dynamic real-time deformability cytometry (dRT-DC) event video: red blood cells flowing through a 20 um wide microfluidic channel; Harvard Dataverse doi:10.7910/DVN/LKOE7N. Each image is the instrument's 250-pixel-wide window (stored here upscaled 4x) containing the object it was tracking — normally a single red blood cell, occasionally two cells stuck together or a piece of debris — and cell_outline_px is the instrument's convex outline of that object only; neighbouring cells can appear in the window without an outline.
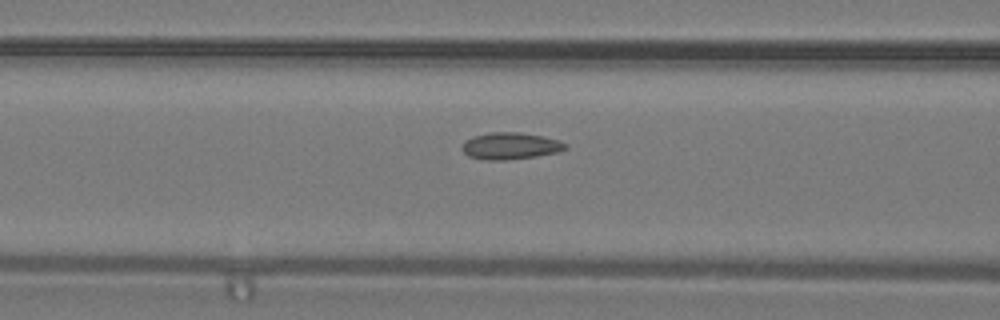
{"species": "common noctule bat (a hibernating species)", "species_latin": "Nyctalus noctula", "temperature_condition": "warm", "stored_images_in_passage": 13, "camera_frame_rate_fps": 3000, "um_per_image_px": 0.085, "animal": {"sex": "male", "body_mass_g": 19.2, "forearm_length_mm": 51.8}, "frame": {"image": 1, "passage_image": 11, "time_ms": 3.333, "image_size_px": [1000, 320], "cell_outline_px": [[568, 148], [560, 152], [536, 156], [508, 160], [484, 160], [468, 156], [460, 148], [464, 140], [472, 136], [492, 132], [520, 132], [560, 140], [568, 144]], "centroid_in_image_um": [43.38, 12.41], "position_along_channel_um": 123.2, "area_um2": 16.42}}